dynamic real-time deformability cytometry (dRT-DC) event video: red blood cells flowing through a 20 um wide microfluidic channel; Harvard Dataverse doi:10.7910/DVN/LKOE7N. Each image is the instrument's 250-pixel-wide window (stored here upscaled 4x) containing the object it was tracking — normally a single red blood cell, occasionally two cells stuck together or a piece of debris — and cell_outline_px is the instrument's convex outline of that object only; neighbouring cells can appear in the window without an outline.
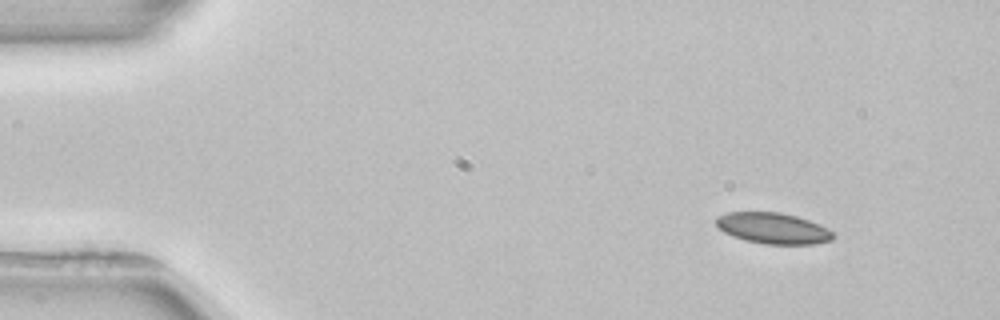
{"species": "common noctule bat (a hibernating species)", "species_latin": "Nyctalus noctula", "temperature_condition": "room temperature", "stored_images_in_passage": 5, "camera_frame_rate_fps": 3000, "um_per_image_px": 0.085, "animal": {"sex": "female", "body_mass_g": 22.7, "forearm_length_mm": 54.2}, "frame": {"image": 1, "passage_image": 1, "time_ms": 0.0, "image_size_px": [1000, 320], "cell_outline_px": [[836, 236], [832, 240], [812, 244], [764, 244], [744, 240], [732, 236], [724, 232], [716, 224], [716, 216], [728, 212], [780, 212], [796, 216], [820, 224], [828, 228]], "centroid_in_image_um": [65.71, 19.4], "position_along_channel_um": 19.3, "area_um2": 21.21}}
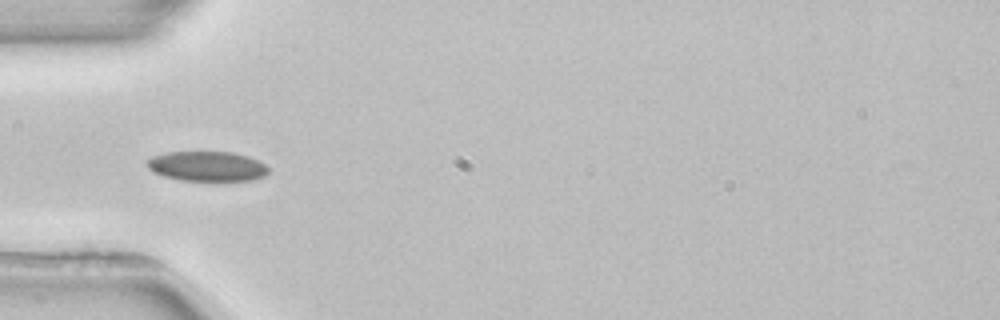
{"frame": {"image": 2, "passage_image": 4, "time_ms": 3.667, "image_size_px": [1000, 320], "cell_outline_px": [[268, 172], [264, 176], [252, 180], [180, 180], [164, 176], [152, 172], [148, 168], [148, 160], [152, 156], [168, 152], [232, 152], [248, 156], [264, 164], [268, 168]], "centroid_in_image_um": [17.59, 14.13], "position_along_channel_um": 67.4, "area_um2": 20.92}}